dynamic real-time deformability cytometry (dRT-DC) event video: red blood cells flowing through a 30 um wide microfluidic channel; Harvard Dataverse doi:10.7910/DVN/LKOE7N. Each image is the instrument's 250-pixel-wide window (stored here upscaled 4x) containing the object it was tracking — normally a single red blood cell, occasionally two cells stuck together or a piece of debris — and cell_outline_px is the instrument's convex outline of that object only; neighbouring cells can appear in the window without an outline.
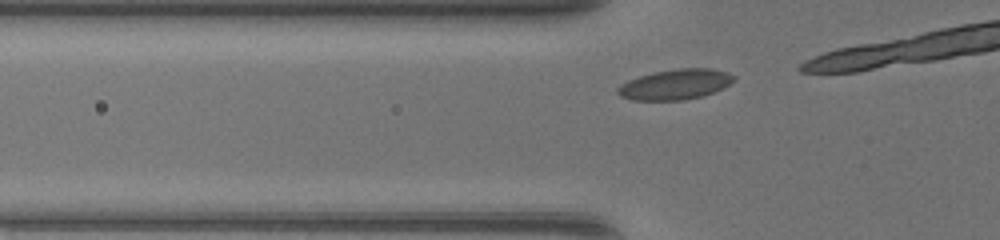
{"species": "common noctule bat (a hibernating species)", "species_latin": "Nyctalus noctula", "temperature_condition": "warm", "stored_images_in_passage": 5, "camera_frame_rate_fps": 3000, "um_per_image_px": 0.085, "animal": {"sex": "female", "body_mass_g": 17.0, "forearm_length_mm": 48.0}, "frame": {"image": 1, "passage_image": 2, "time_ms": 0.333, "image_size_px": [1000, 240], "cell_outline_px": [[736, 80], [712, 92], [700, 96], [684, 100], [632, 100], [620, 96], [616, 92], [616, 88], [620, 84], [628, 80], [640, 76], [656, 72], [676, 68], [712, 68], [728, 72], [736, 76]], "centroid_in_image_um": [57.38, 7.16], "position_along_channel_um": 68.4, "area_um2": 20.46}}